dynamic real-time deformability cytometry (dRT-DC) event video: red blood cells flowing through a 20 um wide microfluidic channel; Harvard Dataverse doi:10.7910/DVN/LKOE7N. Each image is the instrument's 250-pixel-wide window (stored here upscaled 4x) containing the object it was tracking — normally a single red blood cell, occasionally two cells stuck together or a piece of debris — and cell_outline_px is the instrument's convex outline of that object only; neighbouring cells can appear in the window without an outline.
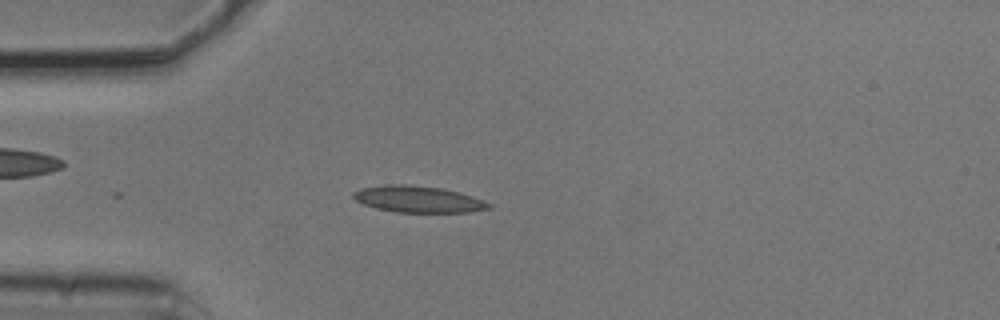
{"species": "common noctule bat (a hibernating species)", "species_latin": "Nyctalus noctula", "temperature_condition": "cold", "stored_images_in_passage": 3, "camera_frame_rate_fps": 3000, "um_per_image_px": 0.085, "animal": {"sex": "male", "body_mass_g": 20.5, "forearm_length_mm": 52.5}, "frame": {"image": 1, "passage_image": 3, "time_ms": 0.667, "image_size_px": [1000, 320], "cell_outline_px": [[492, 208], [468, 212], [396, 212], [376, 208], [364, 204], [356, 200], [352, 196], [352, 192], [360, 188], [384, 184], [408, 184], [440, 188], [460, 192], [472, 196], [492, 204]], "centroid_in_image_um": [35.52, 16.92], "position_along_channel_um": 49.5, "area_um2": 20.98}}